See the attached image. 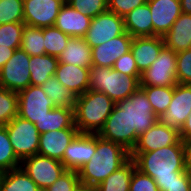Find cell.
<instances>
[{
    "label": "cell",
    "instance_id": "6da1fadb",
    "mask_svg": "<svg viewBox=\"0 0 191 191\" xmlns=\"http://www.w3.org/2000/svg\"><path fill=\"white\" fill-rule=\"evenodd\" d=\"M136 168L153 178L157 185L177 181L185 169L184 144H174L150 152H130Z\"/></svg>",
    "mask_w": 191,
    "mask_h": 191
},
{
    "label": "cell",
    "instance_id": "7a4b0ae2",
    "mask_svg": "<svg viewBox=\"0 0 191 191\" xmlns=\"http://www.w3.org/2000/svg\"><path fill=\"white\" fill-rule=\"evenodd\" d=\"M129 159L130 152L123 146L105 140L96 134V152L90 161L78 170L81 186L96 188Z\"/></svg>",
    "mask_w": 191,
    "mask_h": 191
},
{
    "label": "cell",
    "instance_id": "3957f363",
    "mask_svg": "<svg viewBox=\"0 0 191 191\" xmlns=\"http://www.w3.org/2000/svg\"><path fill=\"white\" fill-rule=\"evenodd\" d=\"M115 104L105 93L91 89L76 97L74 117L79 133L98 134Z\"/></svg>",
    "mask_w": 191,
    "mask_h": 191
},
{
    "label": "cell",
    "instance_id": "277c9868",
    "mask_svg": "<svg viewBox=\"0 0 191 191\" xmlns=\"http://www.w3.org/2000/svg\"><path fill=\"white\" fill-rule=\"evenodd\" d=\"M141 75H124L110 67L91 66L89 89L108 95L115 103L140 88Z\"/></svg>",
    "mask_w": 191,
    "mask_h": 191
},
{
    "label": "cell",
    "instance_id": "5b68a950",
    "mask_svg": "<svg viewBox=\"0 0 191 191\" xmlns=\"http://www.w3.org/2000/svg\"><path fill=\"white\" fill-rule=\"evenodd\" d=\"M116 104L128 112L129 132H136L140 135L159 120L151 107L148 97L141 88Z\"/></svg>",
    "mask_w": 191,
    "mask_h": 191
},
{
    "label": "cell",
    "instance_id": "8992f818",
    "mask_svg": "<svg viewBox=\"0 0 191 191\" xmlns=\"http://www.w3.org/2000/svg\"><path fill=\"white\" fill-rule=\"evenodd\" d=\"M5 126L14 153L20 161L38 153L40 133L35 124L17 115Z\"/></svg>",
    "mask_w": 191,
    "mask_h": 191
},
{
    "label": "cell",
    "instance_id": "52a82bcc",
    "mask_svg": "<svg viewBox=\"0 0 191 191\" xmlns=\"http://www.w3.org/2000/svg\"><path fill=\"white\" fill-rule=\"evenodd\" d=\"M176 70V52L164 46L158 58L141 73L140 86H175Z\"/></svg>",
    "mask_w": 191,
    "mask_h": 191
},
{
    "label": "cell",
    "instance_id": "ba28073f",
    "mask_svg": "<svg viewBox=\"0 0 191 191\" xmlns=\"http://www.w3.org/2000/svg\"><path fill=\"white\" fill-rule=\"evenodd\" d=\"M20 167L43 191L66 171L61 161L35 154L21 161Z\"/></svg>",
    "mask_w": 191,
    "mask_h": 191
},
{
    "label": "cell",
    "instance_id": "9c48e42d",
    "mask_svg": "<svg viewBox=\"0 0 191 191\" xmlns=\"http://www.w3.org/2000/svg\"><path fill=\"white\" fill-rule=\"evenodd\" d=\"M29 61L28 53L21 48L15 49L12 57L0 69V87L19 92L31 85Z\"/></svg>",
    "mask_w": 191,
    "mask_h": 191
},
{
    "label": "cell",
    "instance_id": "30bf717a",
    "mask_svg": "<svg viewBox=\"0 0 191 191\" xmlns=\"http://www.w3.org/2000/svg\"><path fill=\"white\" fill-rule=\"evenodd\" d=\"M125 32L124 18L106 10L91 19L90 26L83 38L93 48Z\"/></svg>",
    "mask_w": 191,
    "mask_h": 191
},
{
    "label": "cell",
    "instance_id": "8fae6325",
    "mask_svg": "<svg viewBox=\"0 0 191 191\" xmlns=\"http://www.w3.org/2000/svg\"><path fill=\"white\" fill-rule=\"evenodd\" d=\"M98 135L108 141L120 144L131 152L136 145L138 134L129 132L128 112L115 104Z\"/></svg>",
    "mask_w": 191,
    "mask_h": 191
},
{
    "label": "cell",
    "instance_id": "7c38bea8",
    "mask_svg": "<svg viewBox=\"0 0 191 191\" xmlns=\"http://www.w3.org/2000/svg\"><path fill=\"white\" fill-rule=\"evenodd\" d=\"M54 107L41 86L29 85L18 92V116L33 124L43 119Z\"/></svg>",
    "mask_w": 191,
    "mask_h": 191
},
{
    "label": "cell",
    "instance_id": "4fadbf2b",
    "mask_svg": "<svg viewBox=\"0 0 191 191\" xmlns=\"http://www.w3.org/2000/svg\"><path fill=\"white\" fill-rule=\"evenodd\" d=\"M64 0H23L25 25L44 28L55 25Z\"/></svg>",
    "mask_w": 191,
    "mask_h": 191
},
{
    "label": "cell",
    "instance_id": "5bb4252c",
    "mask_svg": "<svg viewBox=\"0 0 191 191\" xmlns=\"http://www.w3.org/2000/svg\"><path fill=\"white\" fill-rule=\"evenodd\" d=\"M190 112L191 85L177 83L174 86L173 97L168 109L159 120H161L165 126L180 132Z\"/></svg>",
    "mask_w": 191,
    "mask_h": 191
},
{
    "label": "cell",
    "instance_id": "9a60e30c",
    "mask_svg": "<svg viewBox=\"0 0 191 191\" xmlns=\"http://www.w3.org/2000/svg\"><path fill=\"white\" fill-rule=\"evenodd\" d=\"M174 144H184L180 138V132L165 126L161 120H158L146 132L138 136L131 152H150Z\"/></svg>",
    "mask_w": 191,
    "mask_h": 191
},
{
    "label": "cell",
    "instance_id": "2e32d148",
    "mask_svg": "<svg viewBox=\"0 0 191 191\" xmlns=\"http://www.w3.org/2000/svg\"><path fill=\"white\" fill-rule=\"evenodd\" d=\"M96 152V134L79 133L68 145L61 161L66 170L78 171Z\"/></svg>",
    "mask_w": 191,
    "mask_h": 191
},
{
    "label": "cell",
    "instance_id": "e0dca14e",
    "mask_svg": "<svg viewBox=\"0 0 191 191\" xmlns=\"http://www.w3.org/2000/svg\"><path fill=\"white\" fill-rule=\"evenodd\" d=\"M133 37L125 32L99 46L91 48L92 66L113 67L116 60L131 51Z\"/></svg>",
    "mask_w": 191,
    "mask_h": 191
},
{
    "label": "cell",
    "instance_id": "ac0fdd59",
    "mask_svg": "<svg viewBox=\"0 0 191 191\" xmlns=\"http://www.w3.org/2000/svg\"><path fill=\"white\" fill-rule=\"evenodd\" d=\"M153 23V36L165 35L182 14L180 0H147Z\"/></svg>",
    "mask_w": 191,
    "mask_h": 191
},
{
    "label": "cell",
    "instance_id": "d6986e66",
    "mask_svg": "<svg viewBox=\"0 0 191 191\" xmlns=\"http://www.w3.org/2000/svg\"><path fill=\"white\" fill-rule=\"evenodd\" d=\"M78 134V128H66L42 133L40 134L37 154L62 161L66 148Z\"/></svg>",
    "mask_w": 191,
    "mask_h": 191
},
{
    "label": "cell",
    "instance_id": "ffe728a7",
    "mask_svg": "<svg viewBox=\"0 0 191 191\" xmlns=\"http://www.w3.org/2000/svg\"><path fill=\"white\" fill-rule=\"evenodd\" d=\"M164 46L162 36L133 37L131 52L140 73L151 66Z\"/></svg>",
    "mask_w": 191,
    "mask_h": 191
},
{
    "label": "cell",
    "instance_id": "44dd1931",
    "mask_svg": "<svg viewBox=\"0 0 191 191\" xmlns=\"http://www.w3.org/2000/svg\"><path fill=\"white\" fill-rule=\"evenodd\" d=\"M54 76L76 97L89 90L90 68L59 62Z\"/></svg>",
    "mask_w": 191,
    "mask_h": 191
},
{
    "label": "cell",
    "instance_id": "7402d4cb",
    "mask_svg": "<svg viewBox=\"0 0 191 191\" xmlns=\"http://www.w3.org/2000/svg\"><path fill=\"white\" fill-rule=\"evenodd\" d=\"M91 19L65 3L61 7L54 26L70 37L83 38L90 26Z\"/></svg>",
    "mask_w": 191,
    "mask_h": 191
},
{
    "label": "cell",
    "instance_id": "603a6c76",
    "mask_svg": "<svg viewBox=\"0 0 191 191\" xmlns=\"http://www.w3.org/2000/svg\"><path fill=\"white\" fill-rule=\"evenodd\" d=\"M163 40L165 46L176 53L191 48V14L182 13L163 35Z\"/></svg>",
    "mask_w": 191,
    "mask_h": 191
},
{
    "label": "cell",
    "instance_id": "cb8c5ba5",
    "mask_svg": "<svg viewBox=\"0 0 191 191\" xmlns=\"http://www.w3.org/2000/svg\"><path fill=\"white\" fill-rule=\"evenodd\" d=\"M125 31L132 37H152L153 23L149 4L136 7L124 17Z\"/></svg>",
    "mask_w": 191,
    "mask_h": 191
},
{
    "label": "cell",
    "instance_id": "d4e9b609",
    "mask_svg": "<svg viewBox=\"0 0 191 191\" xmlns=\"http://www.w3.org/2000/svg\"><path fill=\"white\" fill-rule=\"evenodd\" d=\"M58 61L90 68L92 66L91 47L84 38L70 37L66 48L58 56Z\"/></svg>",
    "mask_w": 191,
    "mask_h": 191
},
{
    "label": "cell",
    "instance_id": "484cf974",
    "mask_svg": "<svg viewBox=\"0 0 191 191\" xmlns=\"http://www.w3.org/2000/svg\"><path fill=\"white\" fill-rule=\"evenodd\" d=\"M35 126L40 134L66 128H77L75 126L74 109L54 107L46 116L37 121Z\"/></svg>",
    "mask_w": 191,
    "mask_h": 191
},
{
    "label": "cell",
    "instance_id": "4316f807",
    "mask_svg": "<svg viewBox=\"0 0 191 191\" xmlns=\"http://www.w3.org/2000/svg\"><path fill=\"white\" fill-rule=\"evenodd\" d=\"M58 63V57L52 55L30 56L29 70L31 85L41 86L51 76H54Z\"/></svg>",
    "mask_w": 191,
    "mask_h": 191
},
{
    "label": "cell",
    "instance_id": "83f0119b",
    "mask_svg": "<svg viewBox=\"0 0 191 191\" xmlns=\"http://www.w3.org/2000/svg\"><path fill=\"white\" fill-rule=\"evenodd\" d=\"M0 191H42L21 168L0 173Z\"/></svg>",
    "mask_w": 191,
    "mask_h": 191
},
{
    "label": "cell",
    "instance_id": "f1b7e54d",
    "mask_svg": "<svg viewBox=\"0 0 191 191\" xmlns=\"http://www.w3.org/2000/svg\"><path fill=\"white\" fill-rule=\"evenodd\" d=\"M136 164L129 159L122 167L110 174L95 191H129L130 181Z\"/></svg>",
    "mask_w": 191,
    "mask_h": 191
},
{
    "label": "cell",
    "instance_id": "f546056e",
    "mask_svg": "<svg viewBox=\"0 0 191 191\" xmlns=\"http://www.w3.org/2000/svg\"><path fill=\"white\" fill-rule=\"evenodd\" d=\"M46 96L55 107L75 109L76 96L66 88L55 76H51L41 85Z\"/></svg>",
    "mask_w": 191,
    "mask_h": 191
},
{
    "label": "cell",
    "instance_id": "4dcf8cb0",
    "mask_svg": "<svg viewBox=\"0 0 191 191\" xmlns=\"http://www.w3.org/2000/svg\"><path fill=\"white\" fill-rule=\"evenodd\" d=\"M140 88L148 97L155 115L161 118L172 100L174 86H140Z\"/></svg>",
    "mask_w": 191,
    "mask_h": 191
},
{
    "label": "cell",
    "instance_id": "1f68e13d",
    "mask_svg": "<svg viewBox=\"0 0 191 191\" xmlns=\"http://www.w3.org/2000/svg\"><path fill=\"white\" fill-rule=\"evenodd\" d=\"M20 48L30 56L45 54L44 28L25 25Z\"/></svg>",
    "mask_w": 191,
    "mask_h": 191
},
{
    "label": "cell",
    "instance_id": "d6a6232c",
    "mask_svg": "<svg viewBox=\"0 0 191 191\" xmlns=\"http://www.w3.org/2000/svg\"><path fill=\"white\" fill-rule=\"evenodd\" d=\"M20 164L21 161L14 153L6 126H0V173L18 168Z\"/></svg>",
    "mask_w": 191,
    "mask_h": 191
},
{
    "label": "cell",
    "instance_id": "836d02e7",
    "mask_svg": "<svg viewBox=\"0 0 191 191\" xmlns=\"http://www.w3.org/2000/svg\"><path fill=\"white\" fill-rule=\"evenodd\" d=\"M70 36L55 26L44 27L45 54L58 57L66 48Z\"/></svg>",
    "mask_w": 191,
    "mask_h": 191
},
{
    "label": "cell",
    "instance_id": "e575fe53",
    "mask_svg": "<svg viewBox=\"0 0 191 191\" xmlns=\"http://www.w3.org/2000/svg\"><path fill=\"white\" fill-rule=\"evenodd\" d=\"M18 115V92L0 87V126L7 125Z\"/></svg>",
    "mask_w": 191,
    "mask_h": 191
},
{
    "label": "cell",
    "instance_id": "d590c367",
    "mask_svg": "<svg viewBox=\"0 0 191 191\" xmlns=\"http://www.w3.org/2000/svg\"><path fill=\"white\" fill-rule=\"evenodd\" d=\"M24 22L0 25V46L18 49L21 46Z\"/></svg>",
    "mask_w": 191,
    "mask_h": 191
},
{
    "label": "cell",
    "instance_id": "8d00e7d4",
    "mask_svg": "<svg viewBox=\"0 0 191 191\" xmlns=\"http://www.w3.org/2000/svg\"><path fill=\"white\" fill-rule=\"evenodd\" d=\"M24 22L23 0H0V25Z\"/></svg>",
    "mask_w": 191,
    "mask_h": 191
},
{
    "label": "cell",
    "instance_id": "74e56055",
    "mask_svg": "<svg viewBox=\"0 0 191 191\" xmlns=\"http://www.w3.org/2000/svg\"><path fill=\"white\" fill-rule=\"evenodd\" d=\"M67 3L78 12L90 18H94L108 10L107 0H69Z\"/></svg>",
    "mask_w": 191,
    "mask_h": 191
},
{
    "label": "cell",
    "instance_id": "f35d334b",
    "mask_svg": "<svg viewBox=\"0 0 191 191\" xmlns=\"http://www.w3.org/2000/svg\"><path fill=\"white\" fill-rule=\"evenodd\" d=\"M81 187L78 171L66 170L51 186L43 191H79Z\"/></svg>",
    "mask_w": 191,
    "mask_h": 191
},
{
    "label": "cell",
    "instance_id": "ab89813d",
    "mask_svg": "<svg viewBox=\"0 0 191 191\" xmlns=\"http://www.w3.org/2000/svg\"><path fill=\"white\" fill-rule=\"evenodd\" d=\"M176 61L177 83L191 85V48L176 53Z\"/></svg>",
    "mask_w": 191,
    "mask_h": 191
},
{
    "label": "cell",
    "instance_id": "60d3db41",
    "mask_svg": "<svg viewBox=\"0 0 191 191\" xmlns=\"http://www.w3.org/2000/svg\"><path fill=\"white\" fill-rule=\"evenodd\" d=\"M129 191H160L155 180L135 168L130 181Z\"/></svg>",
    "mask_w": 191,
    "mask_h": 191
},
{
    "label": "cell",
    "instance_id": "b9f144b4",
    "mask_svg": "<svg viewBox=\"0 0 191 191\" xmlns=\"http://www.w3.org/2000/svg\"><path fill=\"white\" fill-rule=\"evenodd\" d=\"M108 10L117 14L120 17H124L130 11L136 7L144 5L147 0H107Z\"/></svg>",
    "mask_w": 191,
    "mask_h": 191
},
{
    "label": "cell",
    "instance_id": "7bdbcfd3",
    "mask_svg": "<svg viewBox=\"0 0 191 191\" xmlns=\"http://www.w3.org/2000/svg\"><path fill=\"white\" fill-rule=\"evenodd\" d=\"M112 68L124 75H141L131 51L119 57Z\"/></svg>",
    "mask_w": 191,
    "mask_h": 191
},
{
    "label": "cell",
    "instance_id": "ee69618b",
    "mask_svg": "<svg viewBox=\"0 0 191 191\" xmlns=\"http://www.w3.org/2000/svg\"><path fill=\"white\" fill-rule=\"evenodd\" d=\"M160 191H191V176L185 171L170 185H157Z\"/></svg>",
    "mask_w": 191,
    "mask_h": 191
},
{
    "label": "cell",
    "instance_id": "f6af8a7d",
    "mask_svg": "<svg viewBox=\"0 0 191 191\" xmlns=\"http://www.w3.org/2000/svg\"><path fill=\"white\" fill-rule=\"evenodd\" d=\"M180 138L183 142L191 141V112L187 117L185 124L181 128Z\"/></svg>",
    "mask_w": 191,
    "mask_h": 191
},
{
    "label": "cell",
    "instance_id": "bcb514c9",
    "mask_svg": "<svg viewBox=\"0 0 191 191\" xmlns=\"http://www.w3.org/2000/svg\"><path fill=\"white\" fill-rule=\"evenodd\" d=\"M14 52L15 49L13 48L0 46V69L12 57Z\"/></svg>",
    "mask_w": 191,
    "mask_h": 191
},
{
    "label": "cell",
    "instance_id": "7dc6e473",
    "mask_svg": "<svg viewBox=\"0 0 191 191\" xmlns=\"http://www.w3.org/2000/svg\"><path fill=\"white\" fill-rule=\"evenodd\" d=\"M185 151V169L186 172L191 176V141L184 142Z\"/></svg>",
    "mask_w": 191,
    "mask_h": 191
},
{
    "label": "cell",
    "instance_id": "c3c4849f",
    "mask_svg": "<svg viewBox=\"0 0 191 191\" xmlns=\"http://www.w3.org/2000/svg\"><path fill=\"white\" fill-rule=\"evenodd\" d=\"M181 10L184 14H191V0H180Z\"/></svg>",
    "mask_w": 191,
    "mask_h": 191
},
{
    "label": "cell",
    "instance_id": "681fc988",
    "mask_svg": "<svg viewBox=\"0 0 191 191\" xmlns=\"http://www.w3.org/2000/svg\"><path fill=\"white\" fill-rule=\"evenodd\" d=\"M79 191H95V189L81 187Z\"/></svg>",
    "mask_w": 191,
    "mask_h": 191
}]
</instances>
